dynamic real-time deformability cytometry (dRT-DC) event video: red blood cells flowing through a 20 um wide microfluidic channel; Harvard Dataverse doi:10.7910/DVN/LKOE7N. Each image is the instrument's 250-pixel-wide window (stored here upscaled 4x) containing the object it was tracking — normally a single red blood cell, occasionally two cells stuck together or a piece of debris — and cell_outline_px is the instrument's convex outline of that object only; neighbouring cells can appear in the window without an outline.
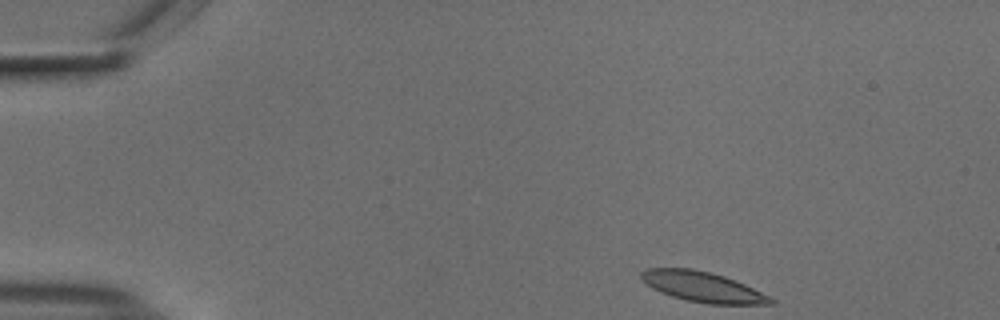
{"species": "common noctule bat (a hibernating species)", "species_latin": "Nyctalus noctula", "temperature_condition": "cold", "stored_images_in_passage": 48, "camera_frame_rate_fps": 3000, "um_per_image_px": 0.085, "animal": {"sex": "male", "body_mass_g": 18.8}, "frame": {"image": 1, "passage_image": 1, "time_ms": 0.0, "image_size_px": [1000, 320], "cell_outline_px": [[776, 304], [708, 304], [688, 300], [672, 296], [660, 292], [652, 288], [640, 276], [640, 272], [644, 268], [692, 268], [724, 276], [736, 280], [772, 296], [776, 300]], "centroid_in_image_um": [59.78, 24.38], "position_along_channel_um": 25.2, "area_um2": 22.89}}
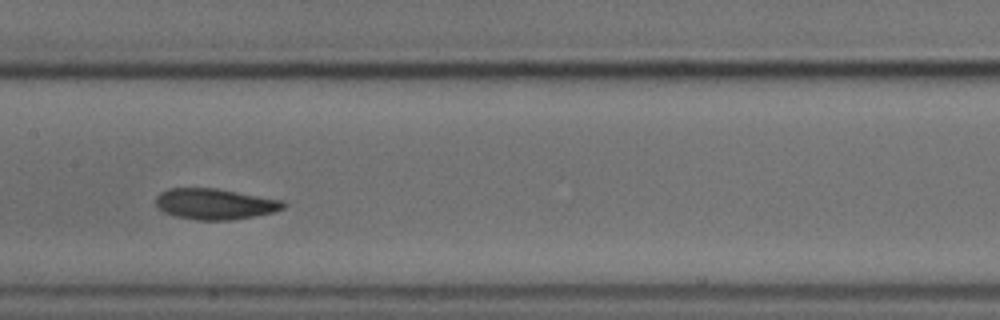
{"frame": {"image": 2, "passage_image": 21, "time_ms": 6.667, "image_size_px": [1000, 320], "cell_outline_px": [[288, 204], [284, 208], [272, 212], [232, 220], [196, 220], [176, 216], [164, 212], [156, 208], [156, 196], [160, 192], [168, 188], [216, 188], [284, 200]], "centroid_in_image_um": [18.26, 17.33], "position_along_channel_um": 189.1, "area_um2": 23.06}}
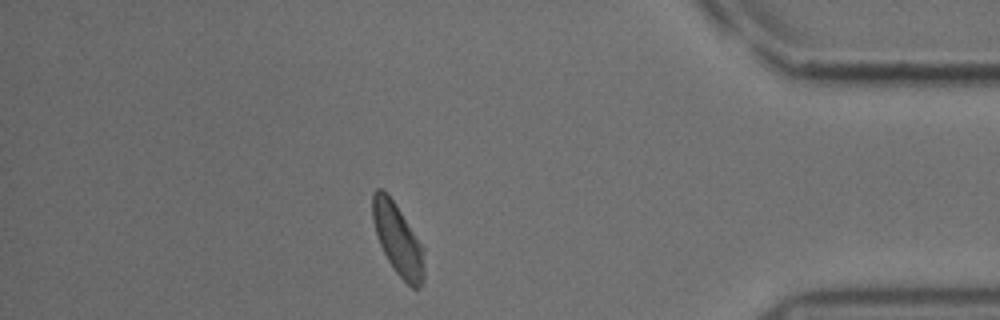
{"frame": {"image": 3, "passage_image": 41, "time_ms": 13.333, "image_size_px": [1000, 320], "cell_outline_px": [[424, 280], [420, 288], [412, 288], [392, 268], [380, 244], [372, 220], [372, 192], [376, 188], [380, 188], [392, 200], [424, 248]], "centroid_in_image_um": [33.82, 20.39], "position_along_channel_um": 401.4, "area_um2": 21.1}, "authors_computed_cell_mechanics": {"area_um2": 22.542, "velocity_mm_per_s": 3.679, "shape_relaxation_time_tau1_ms": 4.0317, "shape_relaxation_time_tau2_ms": 5.3285, "deformation_change_tau1": 0.1056, "deformation_change_tau2": 0.0851}}